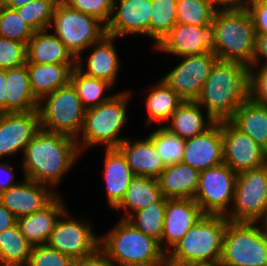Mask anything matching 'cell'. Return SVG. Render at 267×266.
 Here are the masks:
<instances>
[{"mask_svg":"<svg viewBox=\"0 0 267 266\" xmlns=\"http://www.w3.org/2000/svg\"><path fill=\"white\" fill-rule=\"evenodd\" d=\"M253 0H215L218 9H247Z\"/></svg>","mask_w":267,"mask_h":266,"instance_id":"f907efd6","label":"cell"},{"mask_svg":"<svg viewBox=\"0 0 267 266\" xmlns=\"http://www.w3.org/2000/svg\"><path fill=\"white\" fill-rule=\"evenodd\" d=\"M6 69H0V113H6Z\"/></svg>","mask_w":267,"mask_h":266,"instance_id":"816d5d0a","label":"cell"},{"mask_svg":"<svg viewBox=\"0 0 267 266\" xmlns=\"http://www.w3.org/2000/svg\"><path fill=\"white\" fill-rule=\"evenodd\" d=\"M32 247L18 224L0 232V266H26Z\"/></svg>","mask_w":267,"mask_h":266,"instance_id":"d6a6232c","label":"cell"},{"mask_svg":"<svg viewBox=\"0 0 267 266\" xmlns=\"http://www.w3.org/2000/svg\"><path fill=\"white\" fill-rule=\"evenodd\" d=\"M166 211V198L162 197L157 202H152L148 207L135 211L126 220L144 234L159 241L161 236Z\"/></svg>","mask_w":267,"mask_h":266,"instance_id":"e575fe53","label":"cell"},{"mask_svg":"<svg viewBox=\"0 0 267 266\" xmlns=\"http://www.w3.org/2000/svg\"><path fill=\"white\" fill-rule=\"evenodd\" d=\"M264 60V61H263ZM261 61H263L261 63ZM267 65V35L256 34L252 65Z\"/></svg>","mask_w":267,"mask_h":266,"instance_id":"c3c4849f","label":"cell"},{"mask_svg":"<svg viewBox=\"0 0 267 266\" xmlns=\"http://www.w3.org/2000/svg\"><path fill=\"white\" fill-rule=\"evenodd\" d=\"M37 64H77L64 43L48 29L34 32L27 44V62Z\"/></svg>","mask_w":267,"mask_h":266,"instance_id":"d4e9b609","label":"cell"},{"mask_svg":"<svg viewBox=\"0 0 267 266\" xmlns=\"http://www.w3.org/2000/svg\"><path fill=\"white\" fill-rule=\"evenodd\" d=\"M7 162V160L0 162V195L3 191L19 183L18 181L15 182V171L9 162Z\"/></svg>","mask_w":267,"mask_h":266,"instance_id":"7dc6e473","label":"cell"},{"mask_svg":"<svg viewBox=\"0 0 267 266\" xmlns=\"http://www.w3.org/2000/svg\"><path fill=\"white\" fill-rule=\"evenodd\" d=\"M68 7L93 16L107 25L113 11L114 0H60Z\"/></svg>","mask_w":267,"mask_h":266,"instance_id":"7bdbcfd3","label":"cell"},{"mask_svg":"<svg viewBox=\"0 0 267 266\" xmlns=\"http://www.w3.org/2000/svg\"><path fill=\"white\" fill-rule=\"evenodd\" d=\"M194 266H225V265L221 261H217V262H211V263L196 264Z\"/></svg>","mask_w":267,"mask_h":266,"instance_id":"db71d44e","label":"cell"},{"mask_svg":"<svg viewBox=\"0 0 267 266\" xmlns=\"http://www.w3.org/2000/svg\"><path fill=\"white\" fill-rule=\"evenodd\" d=\"M0 195L1 203L16 218L33 214L45 207L58 193L49 186L24 178Z\"/></svg>","mask_w":267,"mask_h":266,"instance_id":"ffe728a7","label":"cell"},{"mask_svg":"<svg viewBox=\"0 0 267 266\" xmlns=\"http://www.w3.org/2000/svg\"><path fill=\"white\" fill-rule=\"evenodd\" d=\"M154 143L165 166L181 163L185 139L169 132L165 127H158L148 136Z\"/></svg>","mask_w":267,"mask_h":266,"instance_id":"74e56055","label":"cell"},{"mask_svg":"<svg viewBox=\"0 0 267 266\" xmlns=\"http://www.w3.org/2000/svg\"><path fill=\"white\" fill-rule=\"evenodd\" d=\"M228 222L224 215L205 214L166 254L167 266H194L220 261Z\"/></svg>","mask_w":267,"mask_h":266,"instance_id":"5b68a950","label":"cell"},{"mask_svg":"<svg viewBox=\"0 0 267 266\" xmlns=\"http://www.w3.org/2000/svg\"><path fill=\"white\" fill-rule=\"evenodd\" d=\"M163 197L158 180L153 177L135 175L123 197L122 201L114 208L124 210L126 219L129 215L148 207L152 202H157Z\"/></svg>","mask_w":267,"mask_h":266,"instance_id":"1f68e13d","label":"cell"},{"mask_svg":"<svg viewBox=\"0 0 267 266\" xmlns=\"http://www.w3.org/2000/svg\"><path fill=\"white\" fill-rule=\"evenodd\" d=\"M86 108L71 83L42 97L38 104L40 128L77 139Z\"/></svg>","mask_w":267,"mask_h":266,"instance_id":"ba28073f","label":"cell"},{"mask_svg":"<svg viewBox=\"0 0 267 266\" xmlns=\"http://www.w3.org/2000/svg\"><path fill=\"white\" fill-rule=\"evenodd\" d=\"M232 206L231 222L267 223V164L237 174Z\"/></svg>","mask_w":267,"mask_h":266,"instance_id":"30bf717a","label":"cell"},{"mask_svg":"<svg viewBox=\"0 0 267 266\" xmlns=\"http://www.w3.org/2000/svg\"><path fill=\"white\" fill-rule=\"evenodd\" d=\"M200 172L183 163L167 165L157 178L162 195L167 199H193Z\"/></svg>","mask_w":267,"mask_h":266,"instance_id":"4316f807","label":"cell"},{"mask_svg":"<svg viewBox=\"0 0 267 266\" xmlns=\"http://www.w3.org/2000/svg\"><path fill=\"white\" fill-rule=\"evenodd\" d=\"M196 101H184L171 115L165 127L169 132L182 139L193 138L216 121ZM204 113V114H203Z\"/></svg>","mask_w":267,"mask_h":266,"instance_id":"484cf974","label":"cell"},{"mask_svg":"<svg viewBox=\"0 0 267 266\" xmlns=\"http://www.w3.org/2000/svg\"><path fill=\"white\" fill-rule=\"evenodd\" d=\"M6 113L38 109L39 100L34 96L27 64L6 69Z\"/></svg>","mask_w":267,"mask_h":266,"instance_id":"f1b7e54d","label":"cell"},{"mask_svg":"<svg viewBox=\"0 0 267 266\" xmlns=\"http://www.w3.org/2000/svg\"><path fill=\"white\" fill-rule=\"evenodd\" d=\"M60 0H33L16 8L23 20L36 32L49 29L57 3Z\"/></svg>","mask_w":267,"mask_h":266,"instance_id":"f35d334b","label":"cell"},{"mask_svg":"<svg viewBox=\"0 0 267 266\" xmlns=\"http://www.w3.org/2000/svg\"><path fill=\"white\" fill-rule=\"evenodd\" d=\"M27 44L0 36V69L26 64Z\"/></svg>","mask_w":267,"mask_h":266,"instance_id":"b9f144b4","label":"cell"},{"mask_svg":"<svg viewBox=\"0 0 267 266\" xmlns=\"http://www.w3.org/2000/svg\"><path fill=\"white\" fill-rule=\"evenodd\" d=\"M33 0H5V7L16 9L23 6Z\"/></svg>","mask_w":267,"mask_h":266,"instance_id":"f5cc1de1","label":"cell"},{"mask_svg":"<svg viewBox=\"0 0 267 266\" xmlns=\"http://www.w3.org/2000/svg\"><path fill=\"white\" fill-rule=\"evenodd\" d=\"M249 98V67L217 60L196 102L216 121H229Z\"/></svg>","mask_w":267,"mask_h":266,"instance_id":"7a4b0ae2","label":"cell"},{"mask_svg":"<svg viewBox=\"0 0 267 266\" xmlns=\"http://www.w3.org/2000/svg\"><path fill=\"white\" fill-rule=\"evenodd\" d=\"M130 95V91L118 92L105 103L86 110L81 138L76 139L81 153L99 144H104L105 148H117L126 139L119 134L128 122L126 114Z\"/></svg>","mask_w":267,"mask_h":266,"instance_id":"8992f818","label":"cell"},{"mask_svg":"<svg viewBox=\"0 0 267 266\" xmlns=\"http://www.w3.org/2000/svg\"><path fill=\"white\" fill-rule=\"evenodd\" d=\"M224 163L237 174L267 164V151L230 121H222Z\"/></svg>","mask_w":267,"mask_h":266,"instance_id":"5bb4252c","label":"cell"},{"mask_svg":"<svg viewBox=\"0 0 267 266\" xmlns=\"http://www.w3.org/2000/svg\"><path fill=\"white\" fill-rule=\"evenodd\" d=\"M256 31L247 9H217L211 24L212 51L218 60L250 67Z\"/></svg>","mask_w":267,"mask_h":266,"instance_id":"3957f363","label":"cell"},{"mask_svg":"<svg viewBox=\"0 0 267 266\" xmlns=\"http://www.w3.org/2000/svg\"><path fill=\"white\" fill-rule=\"evenodd\" d=\"M247 10L253 21L256 34L267 35V0H253Z\"/></svg>","mask_w":267,"mask_h":266,"instance_id":"f6af8a7d","label":"cell"},{"mask_svg":"<svg viewBox=\"0 0 267 266\" xmlns=\"http://www.w3.org/2000/svg\"><path fill=\"white\" fill-rule=\"evenodd\" d=\"M134 176L118 148H105L104 178L109 207L114 209L122 201Z\"/></svg>","mask_w":267,"mask_h":266,"instance_id":"cb8c5ba5","label":"cell"},{"mask_svg":"<svg viewBox=\"0 0 267 266\" xmlns=\"http://www.w3.org/2000/svg\"><path fill=\"white\" fill-rule=\"evenodd\" d=\"M99 249L118 266H167L166 253L159 241L138 230L126 219L104 236Z\"/></svg>","mask_w":267,"mask_h":266,"instance_id":"277c9868","label":"cell"},{"mask_svg":"<svg viewBox=\"0 0 267 266\" xmlns=\"http://www.w3.org/2000/svg\"><path fill=\"white\" fill-rule=\"evenodd\" d=\"M70 83L86 109L105 103L114 95L104 96L106 90L113 88L110 83L85 75L77 67L72 70Z\"/></svg>","mask_w":267,"mask_h":266,"instance_id":"836d02e7","label":"cell"},{"mask_svg":"<svg viewBox=\"0 0 267 266\" xmlns=\"http://www.w3.org/2000/svg\"><path fill=\"white\" fill-rule=\"evenodd\" d=\"M34 96L40 100L45 95L70 83L76 64L26 63Z\"/></svg>","mask_w":267,"mask_h":266,"instance_id":"83f0119b","label":"cell"},{"mask_svg":"<svg viewBox=\"0 0 267 266\" xmlns=\"http://www.w3.org/2000/svg\"><path fill=\"white\" fill-rule=\"evenodd\" d=\"M5 8V0H0V13Z\"/></svg>","mask_w":267,"mask_h":266,"instance_id":"11a10c76","label":"cell"},{"mask_svg":"<svg viewBox=\"0 0 267 266\" xmlns=\"http://www.w3.org/2000/svg\"><path fill=\"white\" fill-rule=\"evenodd\" d=\"M80 153L75 138L40 128L25 147L20 165L26 179L54 190Z\"/></svg>","mask_w":267,"mask_h":266,"instance_id":"6da1fadb","label":"cell"},{"mask_svg":"<svg viewBox=\"0 0 267 266\" xmlns=\"http://www.w3.org/2000/svg\"><path fill=\"white\" fill-rule=\"evenodd\" d=\"M145 138L134 141L127 138L117 148L125 156L134 175L157 179L166 166L162 162L153 141L148 136Z\"/></svg>","mask_w":267,"mask_h":266,"instance_id":"603a6c76","label":"cell"},{"mask_svg":"<svg viewBox=\"0 0 267 266\" xmlns=\"http://www.w3.org/2000/svg\"><path fill=\"white\" fill-rule=\"evenodd\" d=\"M151 11L152 0H114L107 34L116 38L131 34L150 37Z\"/></svg>","mask_w":267,"mask_h":266,"instance_id":"9a60e30c","label":"cell"},{"mask_svg":"<svg viewBox=\"0 0 267 266\" xmlns=\"http://www.w3.org/2000/svg\"><path fill=\"white\" fill-rule=\"evenodd\" d=\"M17 224L16 216L0 201V232Z\"/></svg>","mask_w":267,"mask_h":266,"instance_id":"681fc988","label":"cell"},{"mask_svg":"<svg viewBox=\"0 0 267 266\" xmlns=\"http://www.w3.org/2000/svg\"><path fill=\"white\" fill-rule=\"evenodd\" d=\"M34 30L23 20L16 9L5 7L0 13V36L28 44Z\"/></svg>","mask_w":267,"mask_h":266,"instance_id":"ab89813d","label":"cell"},{"mask_svg":"<svg viewBox=\"0 0 267 266\" xmlns=\"http://www.w3.org/2000/svg\"><path fill=\"white\" fill-rule=\"evenodd\" d=\"M40 129L38 109L0 113V159L25 150Z\"/></svg>","mask_w":267,"mask_h":266,"instance_id":"2e32d148","label":"cell"},{"mask_svg":"<svg viewBox=\"0 0 267 266\" xmlns=\"http://www.w3.org/2000/svg\"><path fill=\"white\" fill-rule=\"evenodd\" d=\"M89 220H77L66 209L57 219L48 245L73 259L93 255L99 249L100 237Z\"/></svg>","mask_w":267,"mask_h":266,"instance_id":"7c38bea8","label":"cell"},{"mask_svg":"<svg viewBox=\"0 0 267 266\" xmlns=\"http://www.w3.org/2000/svg\"><path fill=\"white\" fill-rule=\"evenodd\" d=\"M181 163L199 172L224 163L222 143V121L215 122L205 132L185 139Z\"/></svg>","mask_w":267,"mask_h":266,"instance_id":"ac0fdd59","label":"cell"},{"mask_svg":"<svg viewBox=\"0 0 267 266\" xmlns=\"http://www.w3.org/2000/svg\"><path fill=\"white\" fill-rule=\"evenodd\" d=\"M258 225L227 223L220 260L225 266H267V223Z\"/></svg>","mask_w":267,"mask_h":266,"instance_id":"52a82bcc","label":"cell"},{"mask_svg":"<svg viewBox=\"0 0 267 266\" xmlns=\"http://www.w3.org/2000/svg\"><path fill=\"white\" fill-rule=\"evenodd\" d=\"M62 200L60 194H57L41 210L17 219L21 233L31 245L48 243L57 219L66 210Z\"/></svg>","mask_w":267,"mask_h":266,"instance_id":"7402d4cb","label":"cell"},{"mask_svg":"<svg viewBox=\"0 0 267 266\" xmlns=\"http://www.w3.org/2000/svg\"><path fill=\"white\" fill-rule=\"evenodd\" d=\"M149 91L144 98L148 113L145 125L155 122L163 127L184 100L163 79L152 85Z\"/></svg>","mask_w":267,"mask_h":266,"instance_id":"4dcf8cb0","label":"cell"},{"mask_svg":"<svg viewBox=\"0 0 267 266\" xmlns=\"http://www.w3.org/2000/svg\"><path fill=\"white\" fill-rule=\"evenodd\" d=\"M249 97L267 106V65L249 67Z\"/></svg>","mask_w":267,"mask_h":266,"instance_id":"ee69618b","label":"cell"},{"mask_svg":"<svg viewBox=\"0 0 267 266\" xmlns=\"http://www.w3.org/2000/svg\"><path fill=\"white\" fill-rule=\"evenodd\" d=\"M72 266H118L108 258L100 249L93 255L84 258L74 259Z\"/></svg>","mask_w":267,"mask_h":266,"instance_id":"bcb514c9","label":"cell"},{"mask_svg":"<svg viewBox=\"0 0 267 266\" xmlns=\"http://www.w3.org/2000/svg\"><path fill=\"white\" fill-rule=\"evenodd\" d=\"M205 213L190 198L167 199L161 248L167 254Z\"/></svg>","mask_w":267,"mask_h":266,"instance_id":"e0dca14e","label":"cell"},{"mask_svg":"<svg viewBox=\"0 0 267 266\" xmlns=\"http://www.w3.org/2000/svg\"><path fill=\"white\" fill-rule=\"evenodd\" d=\"M238 130L251 137L267 151V106L250 97L229 120Z\"/></svg>","mask_w":267,"mask_h":266,"instance_id":"f546056e","label":"cell"},{"mask_svg":"<svg viewBox=\"0 0 267 266\" xmlns=\"http://www.w3.org/2000/svg\"><path fill=\"white\" fill-rule=\"evenodd\" d=\"M74 259L48 244L35 245L26 266H72Z\"/></svg>","mask_w":267,"mask_h":266,"instance_id":"60d3db41","label":"cell"},{"mask_svg":"<svg viewBox=\"0 0 267 266\" xmlns=\"http://www.w3.org/2000/svg\"><path fill=\"white\" fill-rule=\"evenodd\" d=\"M177 22L211 26L217 7L213 0H177Z\"/></svg>","mask_w":267,"mask_h":266,"instance_id":"8d00e7d4","label":"cell"},{"mask_svg":"<svg viewBox=\"0 0 267 266\" xmlns=\"http://www.w3.org/2000/svg\"><path fill=\"white\" fill-rule=\"evenodd\" d=\"M116 39L106 34L100 41L89 47L92 50L86 56V66L83 64V58H77L76 67L85 75L105 80L114 86L121 68L118 51L114 44Z\"/></svg>","mask_w":267,"mask_h":266,"instance_id":"44dd1931","label":"cell"},{"mask_svg":"<svg viewBox=\"0 0 267 266\" xmlns=\"http://www.w3.org/2000/svg\"><path fill=\"white\" fill-rule=\"evenodd\" d=\"M236 180L237 173L225 163L201 171L193 199L205 214L225 215L232 205Z\"/></svg>","mask_w":267,"mask_h":266,"instance_id":"8fae6325","label":"cell"},{"mask_svg":"<svg viewBox=\"0 0 267 266\" xmlns=\"http://www.w3.org/2000/svg\"><path fill=\"white\" fill-rule=\"evenodd\" d=\"M51 28L76 59L82 58L83 52L107 34L106 25L99 19L61 1L55 7Z\"/></svg>","mask_w":267,"mask_h":266,"instance_id":"9c48e42d","label":"cell"},{"mask_svg":"<svg viewBox=\"0 0 267 266\" xmlns=\"http://www.w3.org/2000/svg\"><path fill=\"white\" fill-rule=\"evenodd\" d=\"M155 49L177 57L212 51L211 26L176 23Z\"/></svg>","mask_w":267,"mask_h":266,"instance_id":"d6986e66","label":"cell"},{"mask_svg":"<svg viewBox=\"0 0 267 266\" xmlns=\"http://www.w3.org/2000/svg\"><path fill=\"white\" fill-rule=\"evenodd\" d=\"M177 0H152L150 38L155 48L177 22Z\"/></svg>","mask_w":267,"mask_h":266,"instance_id":"d590c367","label":"cell"},{"mask_svg":"<svg viewBox=\"0 0 267 266\" xmlns=\"http://www.w3.org/2000/svg\"><path fill=\"white\" fill-rule=\"evenodd\" d=\"M162 79L184 100L196 101L211 68L218 60L213 51L184 56Z\"/></svg>","mask_w":267,"mask_h":266,"instance_id":"4fadbf2b","label":"cell"}]
</instances>
